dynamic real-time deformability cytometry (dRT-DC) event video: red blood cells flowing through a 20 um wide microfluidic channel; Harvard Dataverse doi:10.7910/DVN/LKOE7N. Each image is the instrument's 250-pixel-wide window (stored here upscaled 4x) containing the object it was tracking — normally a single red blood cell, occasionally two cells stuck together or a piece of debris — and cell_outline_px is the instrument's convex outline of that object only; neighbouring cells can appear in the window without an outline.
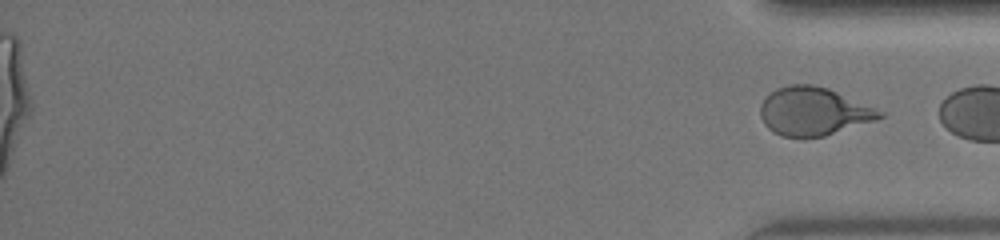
{"species": "human", "species_latin": "Homo sapiens", "temperature_condition": "warm", "stored_images_in_passage": 51, "segment_of_instrument_passage": [2, 2], "camera_frame_rate_fps": 3000, "um_per_image_px": 0.085, "donor": {"sex": "female"}, "frame": {"image": 1, "passage_image": 51, "time_ms": 16.667, "image_size_px": [1000, 240], "cell_outline_px": [[884, 116], [876, 120], [824, 136], [780, 136], [772, 132], [764, 124], [760, 116], [760, 104], [764, 96], [776, 88], [788, 84], [812, 84], [828, 88], [884, 112]], "centroid_in_image_um": [69.09, 9.45], "position_along_channel_um": 366.1, "area_um2": 33.47}}